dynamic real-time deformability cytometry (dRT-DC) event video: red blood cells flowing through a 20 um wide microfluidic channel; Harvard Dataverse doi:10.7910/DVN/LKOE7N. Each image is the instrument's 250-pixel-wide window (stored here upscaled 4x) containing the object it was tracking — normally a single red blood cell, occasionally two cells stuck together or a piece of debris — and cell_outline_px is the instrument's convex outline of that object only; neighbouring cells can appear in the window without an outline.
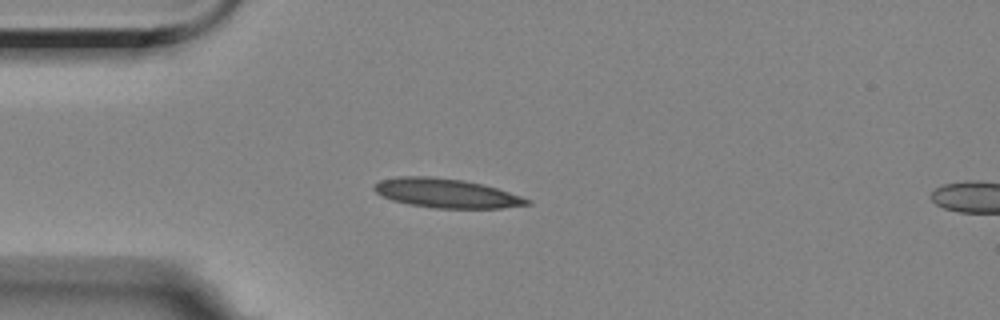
{"species": "Egyptian fruit bat (a non-hibernating species)", "species_latin": "Rousettus aegyptiacus", "temperature_condition": "room temperature", "stored_images_in_passage": 43, "camera_frame_rate_fps": 3000, "um_per_image_px": 0.085, "animal": {"sex": "female"}, "frame": {"image": 1, "passage_image": 1, "time_ms": 0.0, "image_size_px": [1000, 320], "cell_outline_px": [[532, 204], [500, 208], [432, 208], [408, 204], [392, 200], [376, 192], [372, 188], [380, 180], [400, 176], [428, 176], [464, 180], [496, 188], [532, 200]], "centroid_in_image_um": [37.93, 16.43], "position_along_channel_um": 47.1, "area_um2": 25.78}}
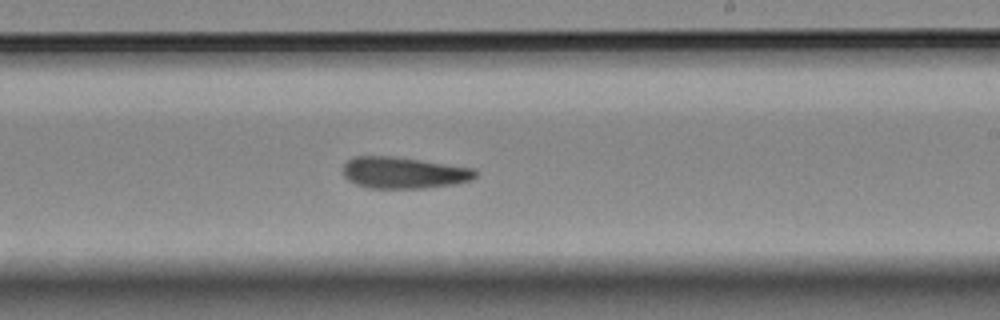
{"frame": {"image": 2, "passage_image": 20, "time_ms": 6.333, "image_size_px": [1000, 320], "cell_outline_px": [[476, 176], [472, 180], [456, 184], [424, 188], [368, 188], [356, 184], [348, 180], [344, 176], [344, 164], [352, 156], [392, 156], [476, 168]], "centroid_in_image_um": [34.33, 14.68], "position_along_channel_um": 254.7, "area_um2": 24.39}}
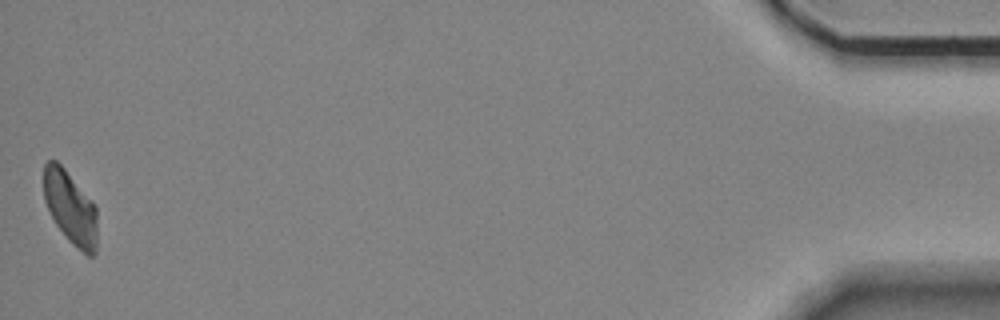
{"frame": {"image": 3, "passage_image": 43, "time_ms": 14.0, "image_size_px": [1000, 320], "cell_outline_px": [[96, 252], [92, 256], [88, 256], [72, 244], [68, 240], [56, 224], [44, 200], [44, 164], [48, 160], [56, 160], [64, 168], [96, 208]], "centroid_in_image_um": [5.97, 17.67], "position_along_channel_um": 429.2, "area_um2": 22.25}}